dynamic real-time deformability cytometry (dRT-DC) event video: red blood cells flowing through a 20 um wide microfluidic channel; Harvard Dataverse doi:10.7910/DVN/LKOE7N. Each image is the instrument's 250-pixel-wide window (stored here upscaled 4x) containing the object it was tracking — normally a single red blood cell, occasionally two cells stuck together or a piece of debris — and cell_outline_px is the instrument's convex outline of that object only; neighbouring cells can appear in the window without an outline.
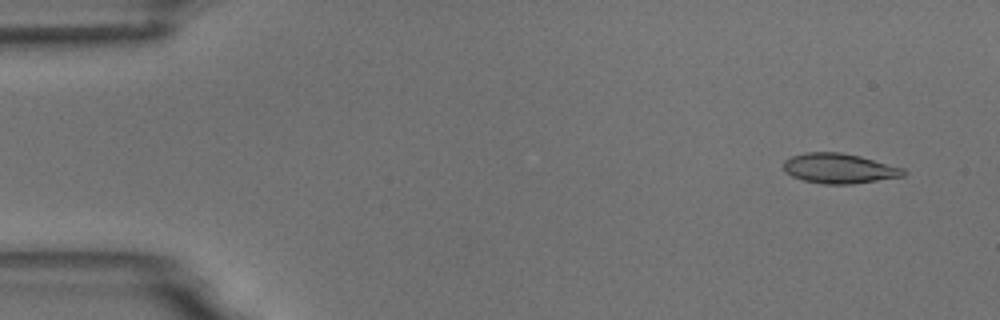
{"species": "common noctule bat (a hibernating species)", "species_latin": "Nyctalus noctula", "temperature_condition": "room temperature", "stored_images_in_passage": 6, "camera_frame_rate_fps": 3000, "um_per_image_px": 0.085, "animal": {"sex": "male", "body_mass_g": 18.8}, "frame": {"image": 1, "passage_image": 2, "time_ms": 1.0, "image_size_px": [1000, 320], "cell_outline_px": [[908, 172], [904, 176], [852, 184], [824, 184], [804, 180], [792, 176], [784, 172], [784, 160], [792, 156], [804, 152], [840, 152], [860, 156], [904, 168]], "centroid_in_image_um": [71.33, 14.31], "position_along_channel_um": 13.7, "area_um2": 20.98}}
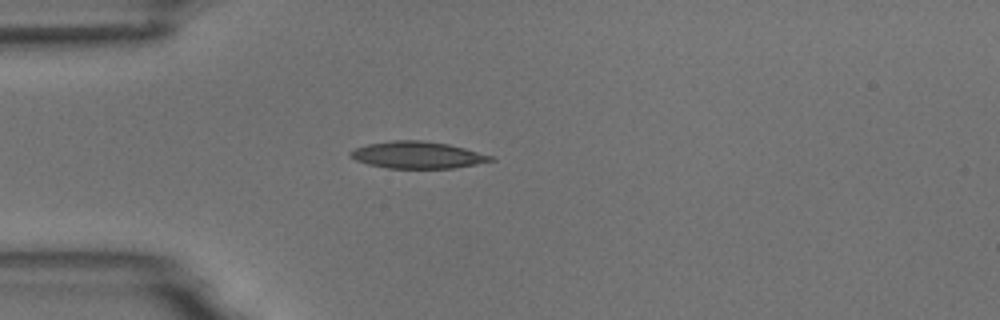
{"frame": {"image": 2, "passage_image": 5, "time_ms": 4.667, "image_size_px": [1000, 320], "cell_outline_px": [[496, 160], [476, 164], [452, 168], [388, 168], [368, 164], [356, 160], [348, 156], [348, 152], [356, 148], [368, 144], [392, 140], [420, 140], [448, 144], [464, 148], [492, 156]], "centroid_in_image_um": [35.46, 13.17], "position_along_channel_um": 49.5, "area_um2": 21.85}}